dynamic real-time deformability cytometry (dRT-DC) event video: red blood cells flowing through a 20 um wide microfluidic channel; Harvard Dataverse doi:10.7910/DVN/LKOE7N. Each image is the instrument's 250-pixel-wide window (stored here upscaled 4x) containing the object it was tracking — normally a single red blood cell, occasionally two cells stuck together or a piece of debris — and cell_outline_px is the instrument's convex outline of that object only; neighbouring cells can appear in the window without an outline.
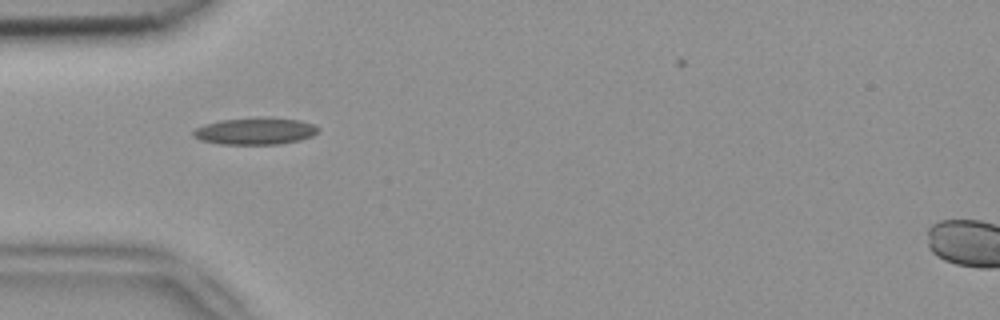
{"species": "common noctule bat (a hibernating species)", "species_latin": "Nyctalus noctula", "temperature_condition": "room temperature", "stored_images_in_passage": 4, "camera_frame_rate_fps": 3000, "um_per_image_px": 0.085, "animal": {"sex": "female", "body_mass_g": 18.4}, "frame": {"image": 1, "passage_image": 4, "time_ms": 1.0, "image_size_px": [1000, 320], "cell_outline_px": [[320, 128], [312, 136], [300, 140], [280, 144], [220, 144], [200, 140], [192, 136], [192, 132], [196, 128], [204, 124], [220, 120], [264, 116], [300, 120], [312, 124]], "centroid_in_image_um": [21.68, 11.13], "position_along_channel_um": 63.3, "area_um2": 19.83}}